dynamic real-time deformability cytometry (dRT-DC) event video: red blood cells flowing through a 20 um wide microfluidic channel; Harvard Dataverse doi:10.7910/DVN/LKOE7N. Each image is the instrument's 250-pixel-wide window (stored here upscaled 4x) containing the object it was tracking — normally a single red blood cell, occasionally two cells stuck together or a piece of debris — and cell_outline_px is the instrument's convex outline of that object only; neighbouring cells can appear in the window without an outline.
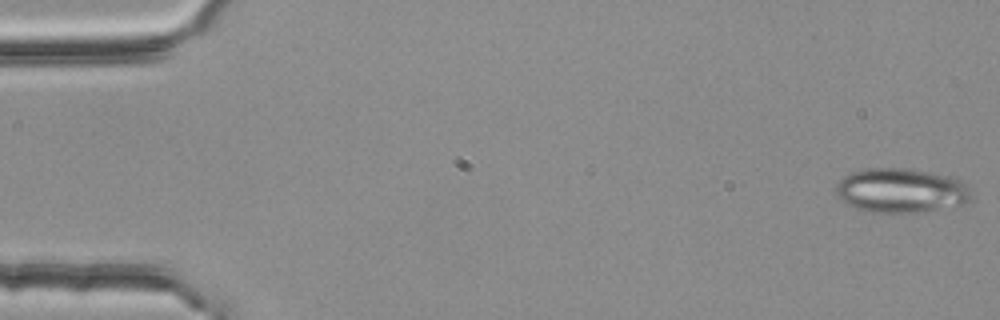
{"species": "common noctule bat (a hibernating species)", "species_latin": "Nyctalus noctula", "temperature_condition": "room temperature", "stored_images_in_passage": 55, "segment_of_instrument_passage": [1, 2], "camera_frame_rate_fps": 3000, "um_per_image_px": 0.085, "animal": {"sex": "female", "body_mass_g": 25.1}, "frame": {"image": 1, "passage_image": 1, "time_ms": 0.0, "image_size_px": [1000, 320], "cell_outline_px": [[976, 196], [972, 200], [960, 204], [916, 212], [864, 212], [840, 200], [836, 196], [836, 184], [844, 176], [852, 172], [872, 168], [904, 168], [948, 176], [960, 180]], "centroid_in_image_um": [76.56, 16.2], "position_along_channel_um": 8.4, "area_um2": 34.74}}
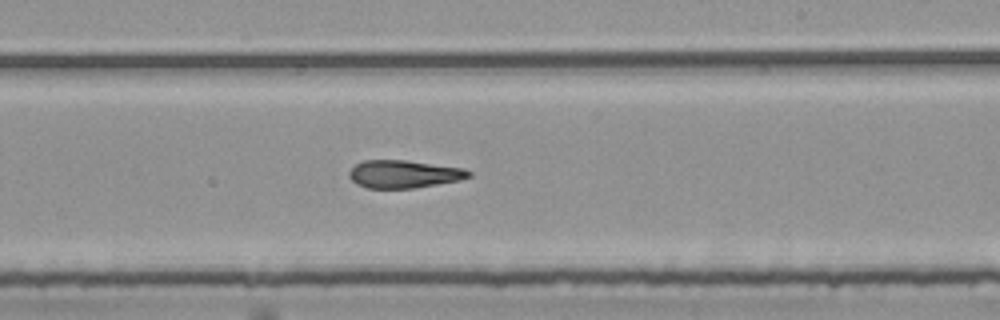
{"frame": {"image": 2, "passage_image": 32, "time_ms": 10.333, "image_size_px": [1000, 320], "cell_outline_px": [[472, 176], [460, 180], [416, 188], [368, 188], [356, 184], [348, 176], [348, 172], [356, 164], [364, 160], [404, 160], [464, 168], [472, 172]], "centroid_in_image_um": [34.34, 14.8], "position_along_channel_um": 254.7, "area_um2": 19.42}}
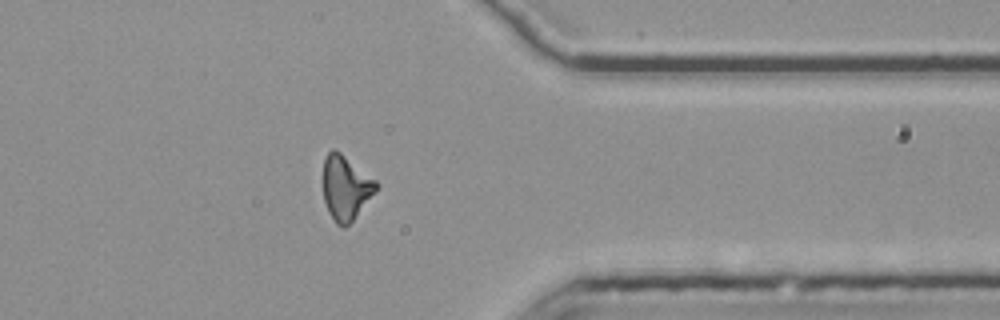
{"frame": {"image": 3, "passage_image": 43, "time_ms": 14.0, "image_size_px": [1000, 320], "cell_outline_px": [[380, 184], [352, 220], [344, 228], [336, 224], [328, 212], [324, 200], [324, 160], [328, 152], [332, 148], [336, 148], [376, 180]], "centroid_in_image_um": [29.37, 15.92], "position_along_channel_um": 382.0, "area_um2": 19.65}}